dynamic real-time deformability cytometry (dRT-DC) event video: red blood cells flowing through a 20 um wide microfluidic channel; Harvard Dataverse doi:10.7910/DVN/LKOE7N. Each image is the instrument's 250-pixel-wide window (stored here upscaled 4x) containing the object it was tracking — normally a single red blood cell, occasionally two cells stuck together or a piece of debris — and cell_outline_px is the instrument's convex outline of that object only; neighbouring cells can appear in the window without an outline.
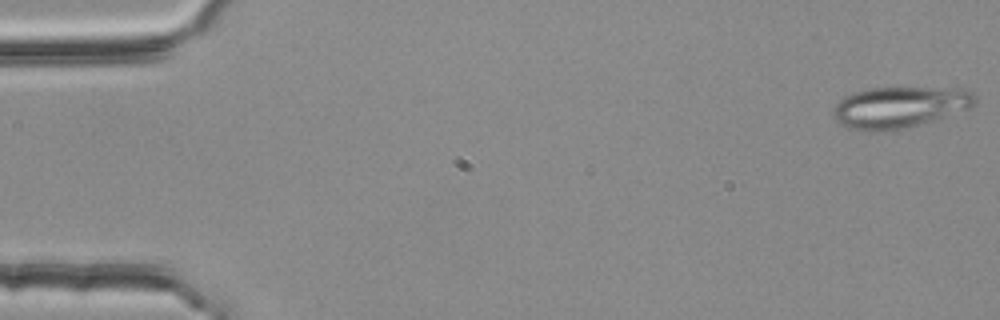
{"species": "common noctule bat (a hibernating species)", "species_latin": "Nyctalus noctula", "temperature_condition": "room temperature", "stored_images_in_passage": 54, "camera_frame_rate_fps": 3000, "um_per_image_px": 0.085, "animal": {"sex": "female", "body_mass_g": 25.1}, "frame": {"image": 1, "passage_image": 1, "time_ms": 0.0, "image_size_px": [1000, 320], "cell_outline_px": [[976, 104], [968, 108], [916, 124], [900, 128], [848, 128], [836, 120], [832, 112], [832, 108], [844, 96], [852, 92], [868, 88], [960, 88], [972, 92], [976, 96]], "centroid_in_image_um": [76.45, 9.04], "position_along_channel_um": 8.6, "area_um2": 32.77}}
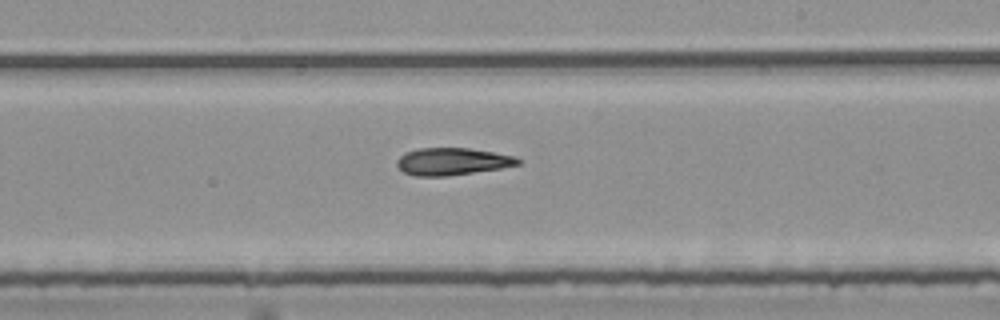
{"frame": {"image": 2, "passage_image": 32, "time_ms": 10.333, "image_size_px": [1000, 320], "cell_outline_px": [[520, 164], [500, 168], [448, 176], [416, 176], [404, 172], [396, 164], [396, 160], [404, 152], [416, 148], [468, 148], [516, 156], [520, 160]], "centroid_in_image_um": [38.41, 13.72], "position_along_channel_um": 250.6, "area_um2": 19.19}}
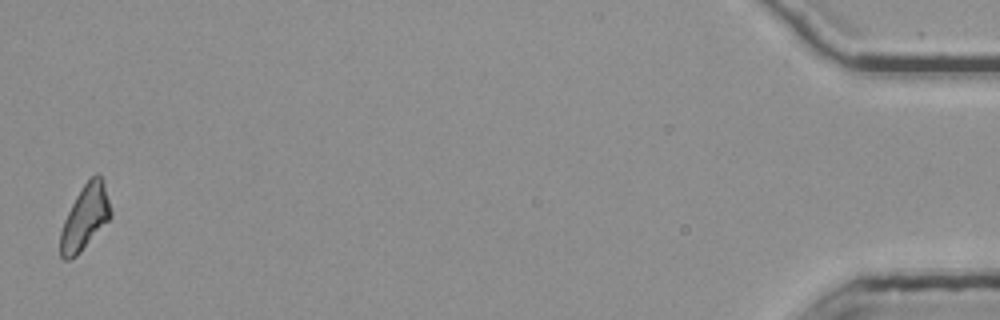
{"frame": {"image": 3, "passage_image": 54, "time_ms": 17.667, "image_size_px": [1000, 320], "cell_outline_px": [[112, 216], [80, 252], [76, 256], [68, 260], [64, 260], [60, 256], [60, 232], [64, 220], [76, 196], [84, 184], [96, 172], [100, 172], [104, 180], [112, 212]], "centroid_in_image_um": [7.24, 18.45], "position_along_channel_um": 428.0, "area_um2": 18.96}, "authors_computed_cell_mechanics": {"area_um2": 19.7387, "velocity_mm_per_s": 3.7492, "shape_relaxation_time_tau1_ms": null, "shape_relaxation_time_tau2_ms": 3.6027, "deformation_change_tau1": null, "deformation_change_tau2": 0.1173}}